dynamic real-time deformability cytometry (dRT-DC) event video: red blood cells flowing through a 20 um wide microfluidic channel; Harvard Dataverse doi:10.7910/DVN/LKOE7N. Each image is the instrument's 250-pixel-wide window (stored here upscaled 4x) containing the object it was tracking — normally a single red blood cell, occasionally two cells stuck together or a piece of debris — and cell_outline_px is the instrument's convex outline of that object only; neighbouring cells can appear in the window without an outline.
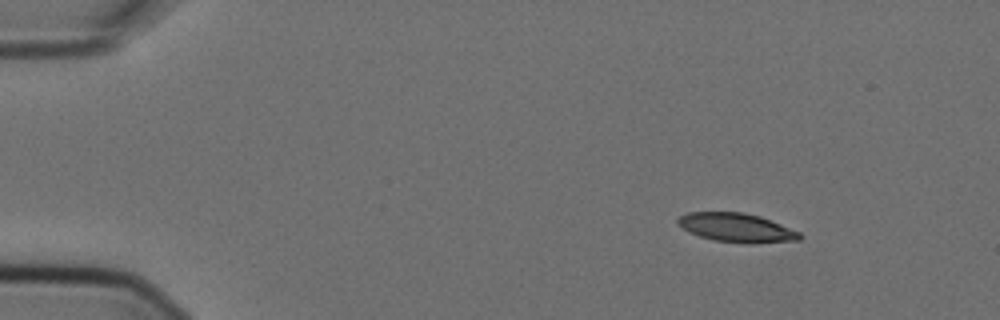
{"species": "Egyptian fruit bat (a non-hibernating species)", "species_latin": "Rousettus aegyptiacus", "temperature_condition": "cold", "stored_images_in_passage": 3, "camera_frame_rate_fps": 3000, "um_per_image_px": 0.085, "animal": {"sex": "female"}, "frame": {"image": 1, "passage_image": 1, "time_ms": 0.0, "image_size_px": [1000, 320], "cell_outline_px": [[804, 236], [800, 240], [752, 244], [748, 244], [712, 240], [688, 232], [676, 224], [676, 220], [680, 216], [688, 212], [744, 212], [760, 216], [800, 232]], "centroid_in_image_um": [62.6, 19.36], "position_along_channel_um": 22.4, "area_um2": 20.81}}